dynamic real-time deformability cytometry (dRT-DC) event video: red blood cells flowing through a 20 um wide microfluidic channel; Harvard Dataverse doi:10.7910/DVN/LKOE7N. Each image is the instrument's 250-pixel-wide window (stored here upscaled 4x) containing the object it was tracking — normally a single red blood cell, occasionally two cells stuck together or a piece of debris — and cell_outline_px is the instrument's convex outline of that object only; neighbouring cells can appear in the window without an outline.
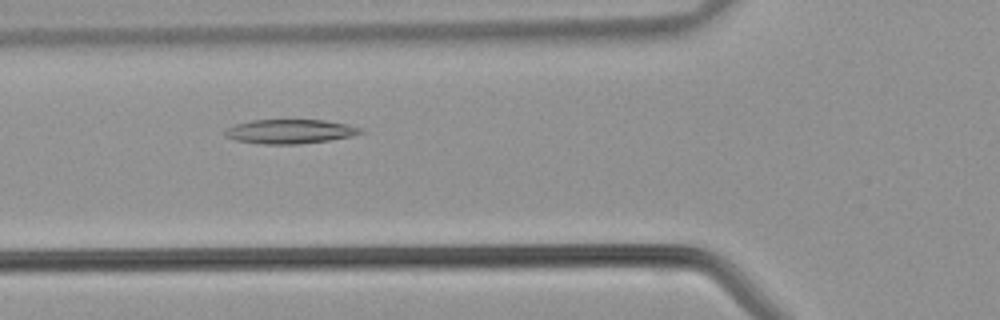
{"species": "common noctule bat (a hibernating species)", "species_latin": "Nyctalus noctula", "temperature_condition": "warm", "stored_images_in_passage": 26, "camera_frame_rate_fps": 3000, "um_per_image_px": 0.085, "animal": {"sex": "male", "body_mass_g": 21.5, "forearm_length_mm": 52.0}, "frame": {"image": 1, "passage_image": 4, "time_ms": 1.0, "image_size_px": [1000, 320], "cell_outline_px": [[368, 132], [352, 136], [328, 140], [300, 144], [260, 144], [236, 140], [224, 136], [224, 132], [228, 128], [236, 124], [252, 120], [324, 120], [348, 124], [364, 128]], "centroid_in_image_um": [24.72, 11.17], "position_along_channel_um": 101.1, "area_um2": 19.31}}
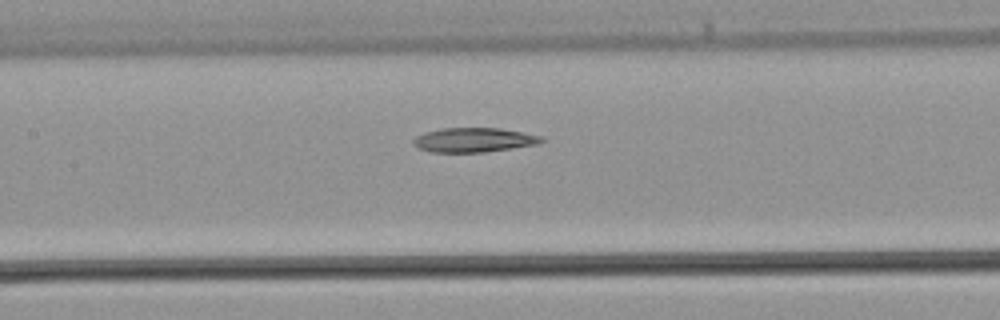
{"frame": {"image": 2, "passage_image": 8, "time_ms": 2.333, "image_size_px": [1000, 320], "cell_outline_px": [[548, 140], [540, 144], [484, 152], [432, 152], [420, 148], [412, 144], [412, 140], [416, 136], [424, 132], [444, 128], [500, 128], [544, 136]], "centroid_in_image_um": [40.34, 11.89], "position_along_channel_um": 167.1, "area_um2": 18.38}}
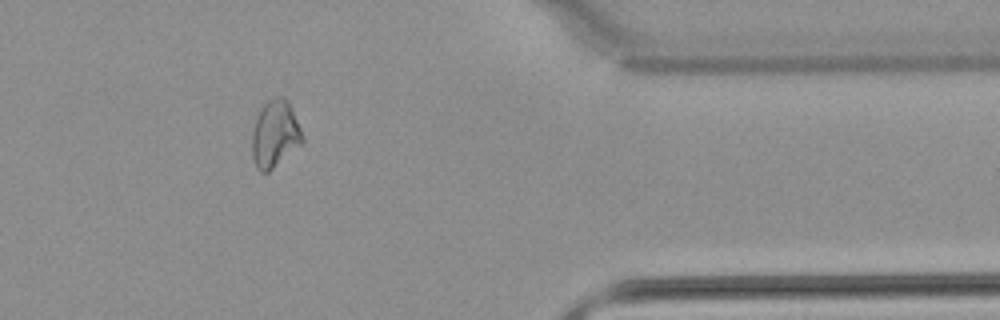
{"frame": {"image": 3, "passage_image": 23, "time_ms": 7.333, "image_size_px": [1000, 320], "cell_outline_px": [[304, 140], [300, 144], [268, 172], [260, 172], [256, 168], [252, 156], [252, 132], [260, 108], [268, 100], [276, 96], [284, 96], [288, 100], [292, 108], [304, 136]], "centroid_in_image_um": [23.37, 11.36], "position_along_channel_um": 388.0, "area_um2": 19.59}}